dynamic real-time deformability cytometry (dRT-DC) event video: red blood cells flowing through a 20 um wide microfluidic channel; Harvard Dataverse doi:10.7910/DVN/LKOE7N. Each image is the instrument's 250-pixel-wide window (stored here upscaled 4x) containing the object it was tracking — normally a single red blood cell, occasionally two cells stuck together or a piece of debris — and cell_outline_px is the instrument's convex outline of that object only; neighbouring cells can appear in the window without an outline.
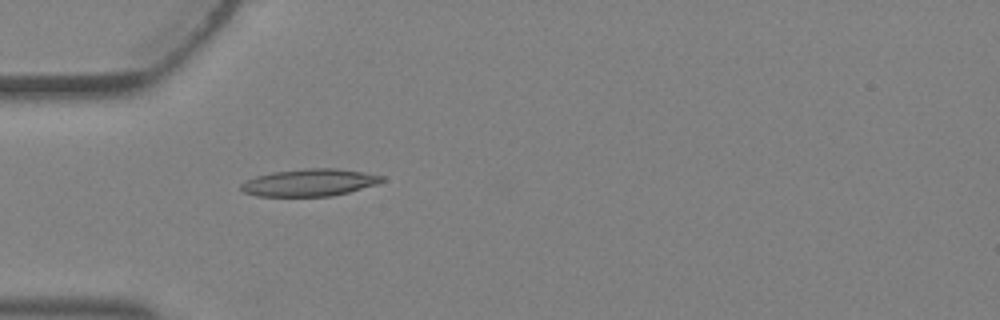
{"species": "Egyptian fruit bat (a non-hibernating species)", "species_latin": "Rousettus aegyptiacus", "temperature_condition": "warm", "stored_images_in_passage": 1, "camera_frame_rate_fps": 3000, "um_per_image_px": 0.085, "animal": {"sex": "female"}, "frame": {"image": 1, "passage_image": 1, "time_ms": 0.0, "image_size_px": [1000, 320], "cell_outline_px": [[384, 180], [376, 184], [348, 192], [332, 196], [256, 196], [244, 192], [240, 188], [240, 184], [256, 176], [272, 172], [304, 168], [336, 168], [384, 176]], "centroid_in_image_um": [26.28, 15.51], "position_along_channel_um": 58.7, "area_um2": 22.2}}